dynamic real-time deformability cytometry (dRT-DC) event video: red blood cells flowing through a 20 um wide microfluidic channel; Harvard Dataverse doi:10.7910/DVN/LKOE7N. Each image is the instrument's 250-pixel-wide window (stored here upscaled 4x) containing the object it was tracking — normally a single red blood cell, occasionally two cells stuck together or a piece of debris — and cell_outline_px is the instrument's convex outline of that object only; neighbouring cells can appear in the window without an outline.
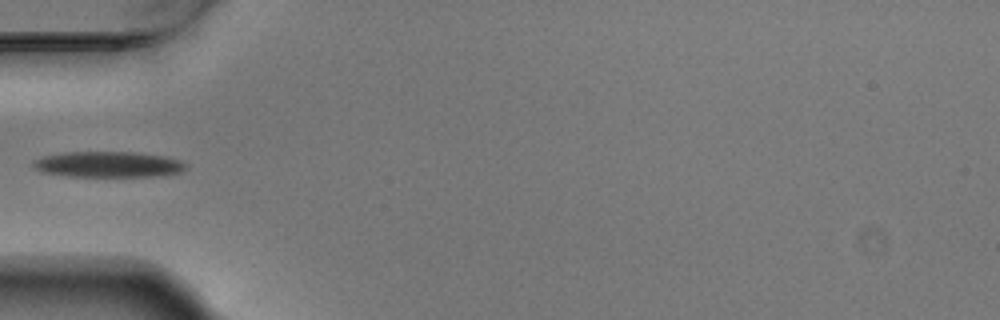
{"species": "Egyptian fruit bat (a non-hibernating species)", "species_latin": "Rousettus aegyptiacus", "temperature_condition": "warm", "stored_images_in_passage": 6, "camera_frame_rate_fps": 3000, "um_per_image_px": 0.085, "animal": {"sex": "male"}, "frame": {"image": 1, "passage_image": 5, "time_ms": 1.333, "image_size_px": [1000, 320], "cell_outline_px": [[188, 168], [180, 172], [156, 176], [68, 176], [40, 172], [32, 164], [32, 160], [44, 156], [64, 152], [132, 152], [164, 156], [180, 160]], "centroid_in_image_um": [9.17, 13.97], "position_along_channel_um": 75.8, "area_um2": 22.83}}
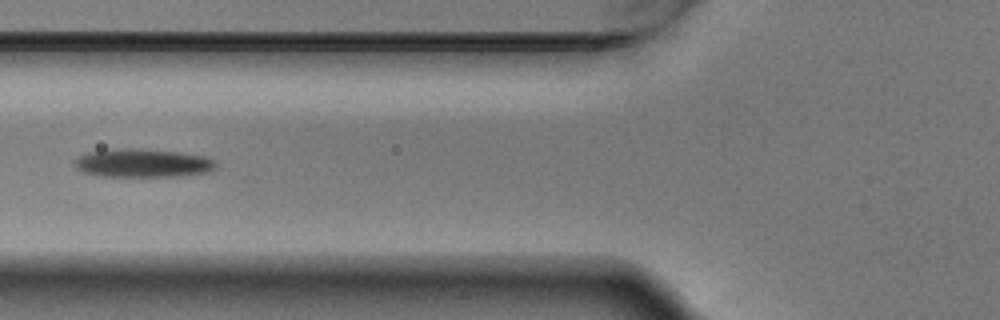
{"frame": {"image": 2, "passage_image": 6, "time_ms": 1.667, "image_size_px": [1000, 320], "cell_outline_px": [[216, 168], [208, 172], [180, 176], [100, 176], [80, 172], [76, 168], [76, 160], [80, 156], [88, 152], [120, 148], [140, 148], [176, 152], [204, 156], [216, 160]], "centroid_in_image_um": [12.15, 13.86], "position_along_channel_um": 113.7, "area_um2": 23.41}}